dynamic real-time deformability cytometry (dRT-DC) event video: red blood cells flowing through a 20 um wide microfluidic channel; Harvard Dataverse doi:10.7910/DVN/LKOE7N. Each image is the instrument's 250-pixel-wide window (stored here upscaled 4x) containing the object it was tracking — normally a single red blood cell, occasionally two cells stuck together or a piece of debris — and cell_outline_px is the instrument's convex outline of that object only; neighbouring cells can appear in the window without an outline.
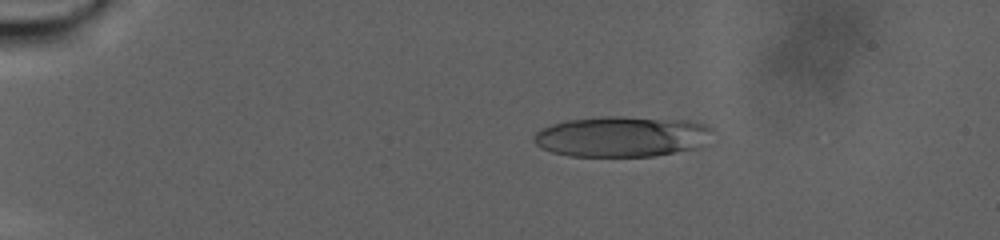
{"species": "human", "species_latin": "Homo sapiens", "temperature_condition": "warm", "stored_images_in_passage": 98, "camera_frame_rate_fps": 3000, "um_per_image_px": 0.085, "donor": {"sex": "male"}, "frame": {"image": 1, "passage_image": 20, "time_ms": 6.333, "image_size_px": [1000, 240], "cell_outline_px": [[712, 128], [696, 148], [652, 156], [568, 156], [552, 152], [540, 148], [532, 140], [532, 136], [540, 128], [552, 124], [568, 120], [600, 116], [620, 116], [688, 120], [708, 124]], "centroid_in_image_um": [52.75, 11.59], "position_along_channel_um": 32.3, "area_um2": 42.14}}
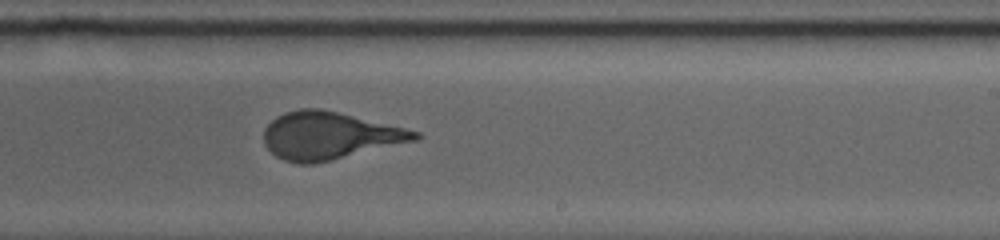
{"frame": {"image": 2, "passage_image": 63, "time_ms": 20.667, "image_size_px": [1000, 240], "cell_outline_px": [[420, 136], [416, 140], [332, 160], [312, 164], [296, 164], [284, 160], [276, 156], [264, 144], [264, 128], [276, 116], [284, 112], [300, 108], [320, 108], [404, 128], [420, 132]], "centroid_in_image_um": [27.94, 11.53], "position_along_channel_um": 261.1, "area_um2": 41.44}}
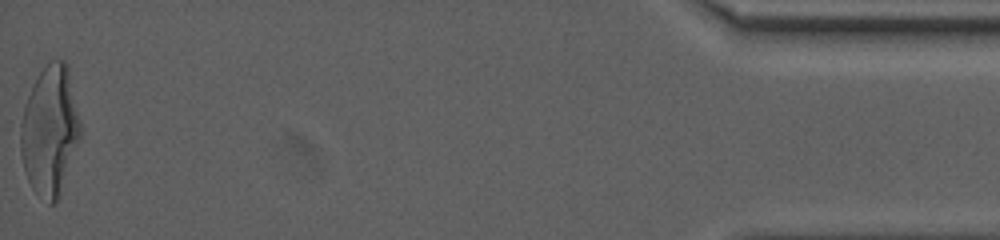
{"frame": {"image": 3, "passage_image": 98, "time_ms": 32.333, "image_size_px": [1000, 240], "cell_outline_px": [[80, 140], [60, 196], [52, 204], [48, 204], [32, 188], [28, 180], [24, 168], [20, 152], [20, 124], [24, 104], [32, 84], [40, 72], [52, 60], [64, 60], [68, 64], [80, 120]], "centroid_in_image_um": [4.24, 11.1], "position_along_channel_um": 431.0, "area_um2": 45.43}, "authors_computed_cell_mechanics": {"area_um2": 42.3385, "velocity_mm_per_s": 2.1692, "shape_relaxation_time_tau1_ms": 8.6254, "shape_relaxation_time_tau2_ms": null, "deformation_change_tau1": 0.2437, "deformation_change_tau2": null}}